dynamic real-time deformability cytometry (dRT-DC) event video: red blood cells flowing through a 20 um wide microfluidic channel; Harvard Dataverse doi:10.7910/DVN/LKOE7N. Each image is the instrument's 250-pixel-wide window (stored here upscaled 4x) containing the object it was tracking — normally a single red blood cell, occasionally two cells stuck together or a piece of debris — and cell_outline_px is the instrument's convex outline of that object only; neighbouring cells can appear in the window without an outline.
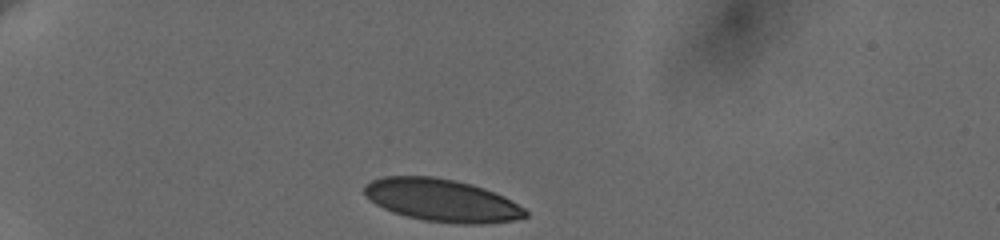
{"species": "human", "species_latin": "Homo sapiens", "temperature_condition": "cold", "stored_images_in_passage": 29, "camera_frame_rate_fps": 3000, "um_per_image_px": 0.085, "donor": {"sex": "female"}, "frame": {"image": 1, "passage_image": 1, "time_ms": 0.0, "image_size_px": [1000, 240], "cell_outline_px": [[528, 216], [516, 220], [480, 224], [456, 224], [424, 220], [392, 212], [368, 200], [364, 196], [364, 184], [372, 180], [384, 176], [432, 176], [472, 184], [484, 188], [504, 196], [512, 200], [524, 208], [528, 212]], "centroid_in_image_um": [37.55, 17.03], "position_along_channel_um": 47.4, "area_um2": 40.11}}
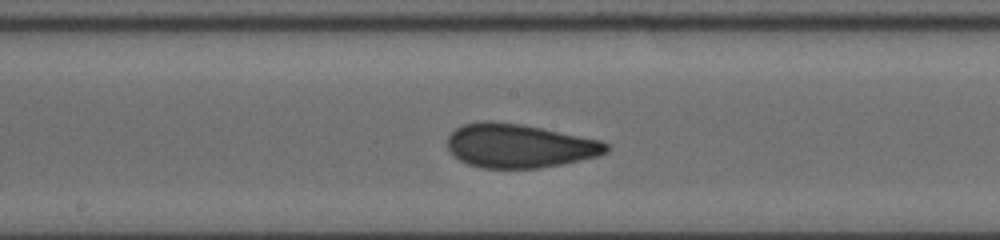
{"frame": {"image": 2, "passage_image": 16, "time_ms": 5.667, "image_size_px": [1000, 240], "cell_outline_px": [[612, 148], [608, 152], [600, 156], [564, 164], [540, 168], [484, 168], [468, 164], [452, 156], [448, 152], [448, 136], [456, 128], [464, 124], [484, 120], [492, 120], [520, 124], [600, 140], [608, 144]], "centroid_in_image_um": [44.15, 12.4], "position_along_channel_um": 204.1, "area_um2": 40.86}}
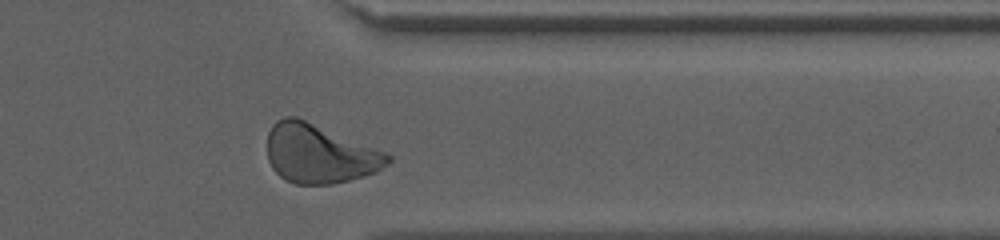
{"frame": {"image": 3, "passage_image": 28, "time_ms": 10.667, "image_size_px": [1000, 240], "cell_outline_px": [[392, 160], [388, 164], [376, 172], [348, 180], [332, 184], [296, 184], [284, 180], [272, 168], [268, 160], [268, 132], [272, 124], [276, 120], [284, 116], [296, 116], [388, 152], [392, 156]], "centroid_in_image_um": [27.16, 13.05], "position_along_channel_um": 384.2, "area_um2": 41.73}, "authors_computed_cell_mechanics": {"area_um2": 40.46, "velocity_mm_per_s": 3.6346, "shape_relaxation_time_tau1_ms": 5.5054, "shape_relaxation_time_tau2_ms": 0.8338, "deformation_change_tau1": 0.1558, "deformation_change_tau2": 0.0581}}